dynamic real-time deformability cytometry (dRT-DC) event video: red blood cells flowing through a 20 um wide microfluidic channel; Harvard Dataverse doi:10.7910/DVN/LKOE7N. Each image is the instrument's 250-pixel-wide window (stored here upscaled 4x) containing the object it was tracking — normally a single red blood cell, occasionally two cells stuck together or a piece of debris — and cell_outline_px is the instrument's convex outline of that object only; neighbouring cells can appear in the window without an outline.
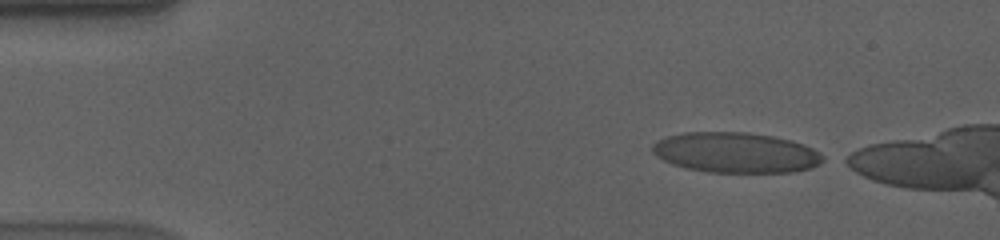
{"species": "human", "species_latin": "Homo sapiens", "temperature_condition": "cold", "stored_images_in_passage": 10, "camera_frame_rate_fps": 3000, "um_per_image_px": 0.085, "donor": {"sex": "male"}, "frame": {"image": 1, "passage_image": 1, "time_ms": 0.0, "image_size_px": [1000, 240], "cell_outline_px": [[828, 160], [812, 168], [792, 172], [708, 172], [684, 168], [672, 164], [656, 156], [652, 152], [652, 144], [656, 140], [668, 136], [684, 132], [748, 132], [772, 136], [788, 140], [812, 148], [820, 152]], "centroid_in_image_um": [62.54, 12.98], "position_along_channel_um": 22.5, "area_um2": 40.29}}